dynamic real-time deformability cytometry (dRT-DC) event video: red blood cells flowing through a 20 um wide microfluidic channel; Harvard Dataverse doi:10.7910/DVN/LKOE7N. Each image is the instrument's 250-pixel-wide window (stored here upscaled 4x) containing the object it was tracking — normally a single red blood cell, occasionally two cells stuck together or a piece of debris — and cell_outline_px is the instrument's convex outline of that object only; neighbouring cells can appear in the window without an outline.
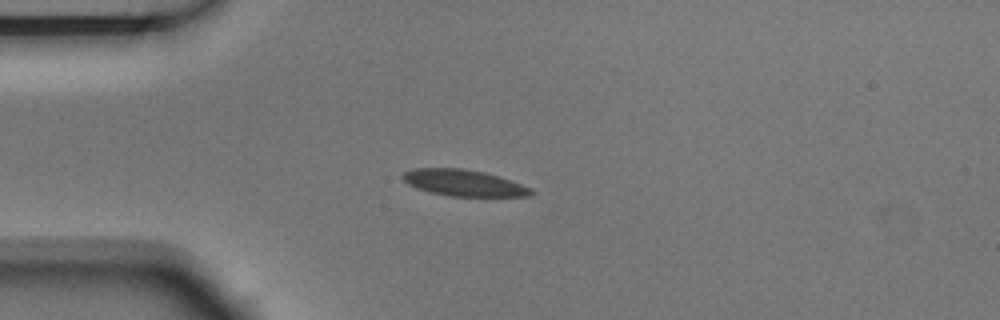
{"species": "Egyptian fruit bat (a non-hibernating species)", "species_latin": "Rousettus aegyptiacus", "temperature_condition": "room temperature", "stored_images_in_passage": 7, "camera_frame_rate_fps": 3000, "um_per_image_px": 0.085, "animal": {"sex": "male"}, "frame": {"image": 1, "passage_image": 3, "time_ms": 0.667, "image_size_px": [1000, 320], "cell_outline_px": [[536, 192], [532, 196], [448, 196], [416, 188], [408, 184], [400, 176], [404, 172], [412, 168], [460, 168], [484, 172], [532, 188]], "centroid_in_image_um": [39.4, 15.55], "position_along_channel_um": 45.6, "area_um2": 19.59}}
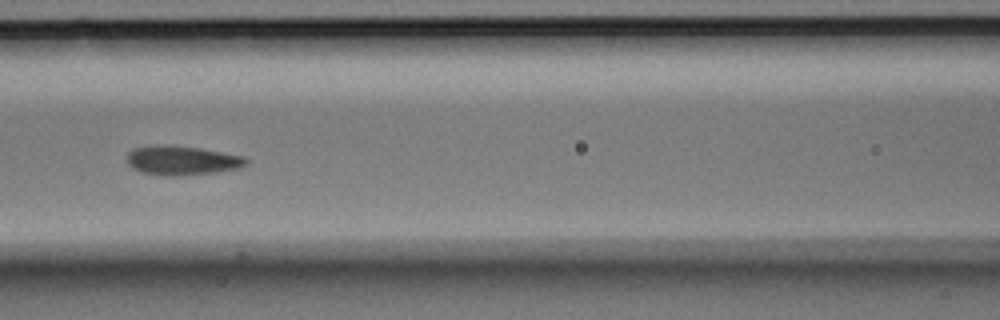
{"frame": {"image": 2, "passage_image": 6, "time_ms": 1.667, "image_size_px": [1000, 320], "cell_outline_px": [[248, 164], [240, 168], [216, 172], [180, 176], [164, 176], [140, 172], [132, 168], [128, 164], [128, 152], [132, 148], [152, 144], [172, 144], [200, 148], [244, 156], [248, 160]], "centroid_in_image_um": [15.44, 13.62], "position_along_channel_um": 151.2, "area_um2": 20.81}}
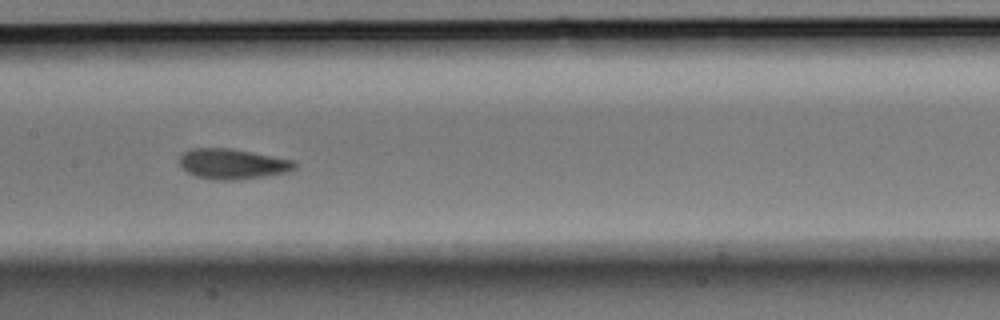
{"frame": {"image": 3, "passage_image": 7, "time_ms": 2.0, "image_size_px": [1000, 320], "cell_outline_px": [[296, 168], [288, 172], [264, 176], [232, 180], [216, 180], [196, 176], [188, 172], [180, 164], [180, 156], [184, 152], [192, 148], [232, 148], [296, 160]], "centroid_in_image_um": [19.81, 13.92], "position_along_channel_um": 187.6, "area_um2": 20.35}}